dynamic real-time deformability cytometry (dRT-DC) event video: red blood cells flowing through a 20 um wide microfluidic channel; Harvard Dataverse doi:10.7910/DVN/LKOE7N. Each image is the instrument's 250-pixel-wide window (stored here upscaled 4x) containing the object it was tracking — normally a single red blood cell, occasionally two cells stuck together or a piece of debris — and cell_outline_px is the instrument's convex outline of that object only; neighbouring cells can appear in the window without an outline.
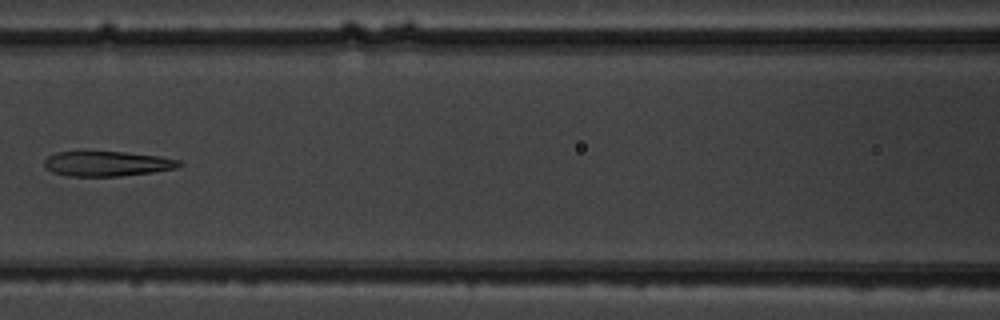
{"species": "common noctule bat (a hibernating species)", "species_latin": "Nyctalus noctula", "temperature_condition": "warm", "stored_images_in_passage": 8, "segment_of_instrument_passage": [2, 2], "camera_frame_rate_fps": 3000, "um_per_image_px": 0.085, "animal": {"sex": "male", "body_mass_g": 19.5, "forearm_length_mm": 54.6}, "frame": {"image": 1, "passage_image": 8, "time_ms": 8.0, "image_size_px": [1000, 320], "cell_outline_px": [[184, 164], [176, 168], [152, 172], [120, 176], [68, 176], [52, 172], [44, 168], [44, 160], [48, 156], [56, 152], [124, 152], [160, 156], [180, 160]], "centroid_in_image_um": [9.1, 13.92], "position_along_channel_um": 157.5, "area_um2": 19.65}}